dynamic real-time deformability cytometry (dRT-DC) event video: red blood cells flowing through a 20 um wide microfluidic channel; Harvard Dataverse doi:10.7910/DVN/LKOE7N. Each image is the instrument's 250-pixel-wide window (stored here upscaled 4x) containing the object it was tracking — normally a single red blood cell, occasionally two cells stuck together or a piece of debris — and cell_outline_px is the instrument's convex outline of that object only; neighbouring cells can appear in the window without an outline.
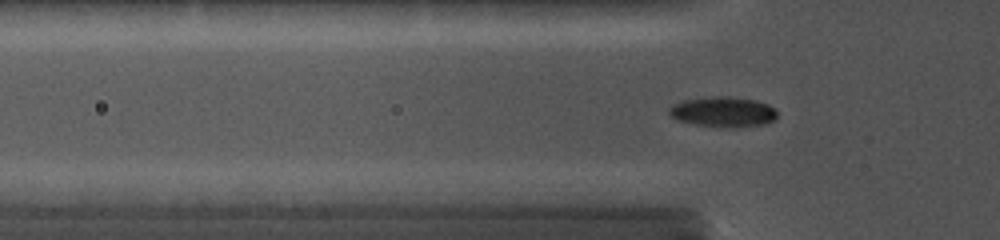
{"species": "common noctule bat (a hibernating species)", "species_latin": "Nyctalus noctula", "temperature_condition": "cold", "stored_images_in_passage": 41, "camera_frame_rate_fps": 5000, "um_per_image_px": 0.085, "animal": {"sex": "female", "body_mass_g": 19.0, "forearm_length_mm": 56.7}, "frame": {"image": 1, "passage_image": 15, "time_ms": 4.8, "image_size_px": [1000, 240], "cell_outline_px": [[776, 116], [772, 120], [764, 124], [696, 124], [680, 120], [672, 116], [668, 112], [668, 108], [672, 104], [684, 100], [712, 96], [728, 96], [756, 100], [768, 104], [776, 112]], "centroid_in_image_um": [61.41, 9.43], "position_along_channel_um": 64.4, "area_um2": 17.86}}
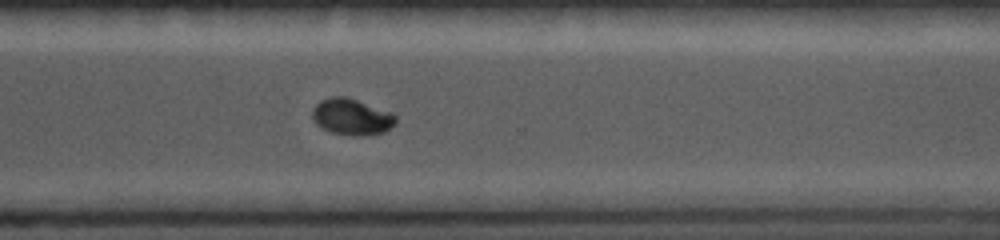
{"frame": {"image": 2, "passage_image": 29, "time_ms": 11.6, "image_size_px": [1000, 240], "cell_outline_px": [[396, 124], [392, 128], [384, 132], [364, 136], [352, 136], [332, 132], [316, 124], [312, 116], [312, 108], [320, 100], [332, 96], [344, 96], [392, 112], [396, 116]], "centroid_in_image_um": [29.91, 9.94], "position_along_channel_um": 340.7, "area_um2": 17.74}}
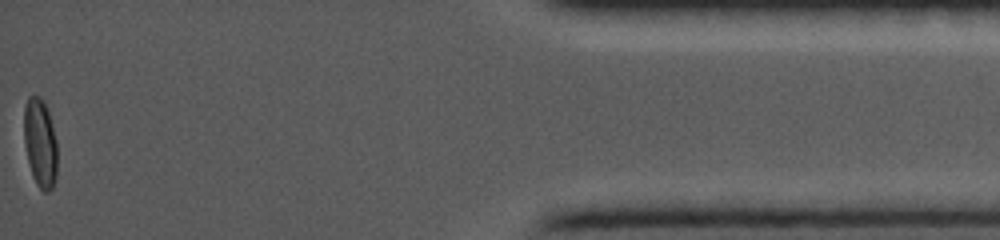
{"frame": {"image": 3, "passage_image": 41, "time_ms": 15.4, "image_size_px": [1000, 240], "cell_outline_px": [[56, 176], [52, 188], [48, 192], [44, 192], [36, 184], [32, 176], [28, 164], [24, 144], [24, 108], [28, 96], [40, 96], [44, 100], [52, 124], [56, 140]], "centroid_in_image_um": [3.4, 12.15], "position_along_channel_um": 431.8, "area_um2": 17.34}}